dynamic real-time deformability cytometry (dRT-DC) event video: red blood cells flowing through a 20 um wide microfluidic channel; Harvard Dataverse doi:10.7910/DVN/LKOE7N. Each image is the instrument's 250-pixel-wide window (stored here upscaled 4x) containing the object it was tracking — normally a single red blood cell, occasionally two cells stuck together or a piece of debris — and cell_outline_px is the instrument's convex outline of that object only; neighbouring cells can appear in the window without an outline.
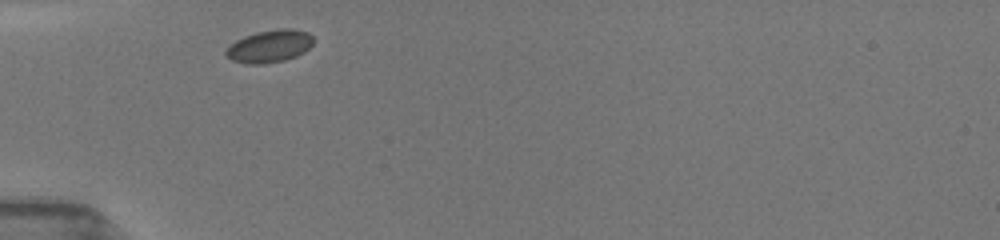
{"species": "common noctule bat (a hibernating species)", "species_latin": "Nyctalus noctula", "temperature_condition": "room temperature", "stored_images_in_passage": 42, "camera_frame_rate_fps": 3000, "um_per_image_px": 0.085, "animal": {"sex": "female", "body_mass_g": 19.5, "forearm_length_mm": 54.1}, "frame": {"image": 1, "passage_image": 1, "time_ms": 0.0, "image_size_px": [1000, 240], "cell_outline_px": [[312, 44], [304, 52], [296, 56], [284, 60], [264, 64], [244, 64], [232, 60], [224, 52], [236, 40], [244, 36], [256, 32], [280, 28], [292, 28], [308, 32], [312, 36]], "centroid_in_image_um": [22.92, 3.92], "position_along_channel_um": 62.1, "area_um2": 16.53}}
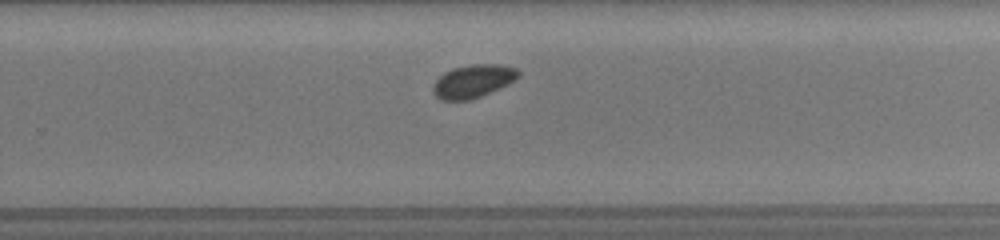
{"frame": {"image": 2, "passage_image": 25, "time_ms": 6.0, "image_size_px": [1000, 240], "cell_outline_px": [[520, 76], [516, 80], [508, 84], [480, 96], [468, 100], [440, 100], [432, 92], [432, 84], [444, 72], [456, 68], [472, 64], [500, 64], [516, 68], [520, 72]], "centroid_in_image_um": [40.21, 6.9], "position_along_channel_um": 289.6, "area_um2": 16.42}}
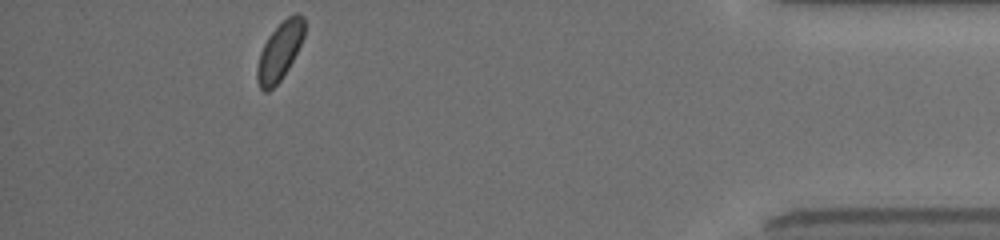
{"frame": {"image": 3, "passage_image": 38, "time_ms": 10.333, "image_size_px": [1000, 240], "cell_outline_px": [[304, 36], [288, 68], [280, 80], [268, 92], [264, 92], [260, 88], [256, 80], [256, 68], [260, 52], [268, 36], [288, 16], [296, 12], [304, 16]], "centroid_in_image_um": [23.75, 4.37], "position_along_channel_um": 411.4, "area_um2": 15.78}, "authors_computed_cell_mechanics": {"area_um2": 16.184, "velocity_mm_per_s": 3.91, "shape_relaxation_time_tau1_ms": 0.0071, "shape_relaxation_time_tau2_ms": null, "deformation_change_tau1": 0.0196, "deformation_change_tau2": null}}